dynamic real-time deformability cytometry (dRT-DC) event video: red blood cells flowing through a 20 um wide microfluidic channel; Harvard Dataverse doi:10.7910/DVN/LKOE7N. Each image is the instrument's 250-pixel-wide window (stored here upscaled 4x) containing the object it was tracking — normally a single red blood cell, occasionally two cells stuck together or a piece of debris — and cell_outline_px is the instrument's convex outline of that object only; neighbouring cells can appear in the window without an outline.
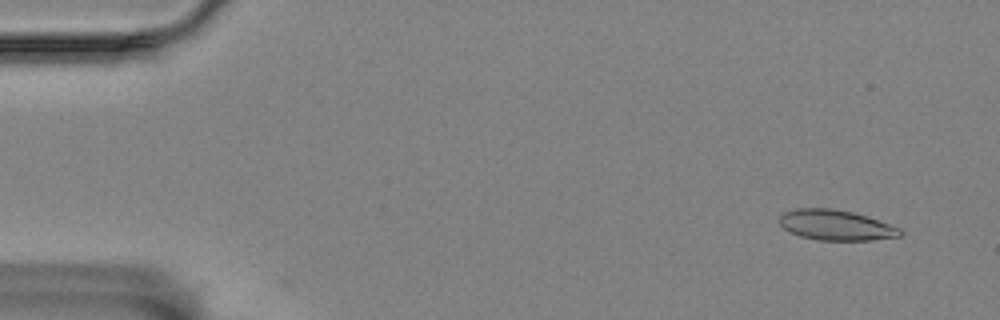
{"species": "Egyptian fruit bat (a non-hibernating species)", "species_latin": "Rousettus aegyptiacus", "temperature_condition": "room temperature", "stored_images_in_passage": 34, "camera_frame_rate_fps": 3000, "um_per_image_px": 0.085, "animal": {"sex": "female"}, "frame": {"image": 1, "passage_image": 4, "time_ms": 1.0, "image_size_px": [1000, 320], "cell_outline_px": [[904, 232], [900, 236], [872, 240], [820, 240], [800, 236], [784, 228], [780, 224], [780, 216], [784, 212], [796, 208], [832, 208], [852, 212], [868, 216], [900, 228]], "centroid_in_image_um": [71.07, 19.13], "position_along_channel_um": 13.9, "area_um2": 21.27}}
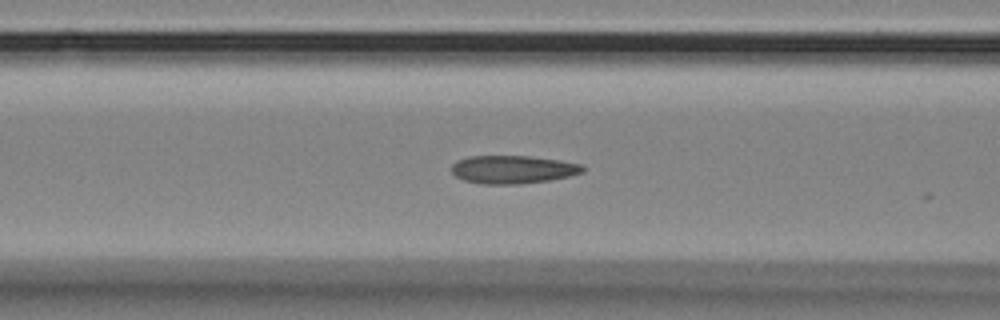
{"frame": {"image": 2, "passage_image": 23, "time_ms": 7.333, "image_size_px": [1000, 320], "cell_outline_px": [[584, 172], [568, 176], [548, 180], [520, 184], [484, 184], [464, 180], [456, 176], [452, 172], [452, 164], [456, 160], [468, 156], [528, 156], [560, 160], [580, 164], [584, 168]], "centroid_in_image_um": [43.56, 14.4], "position_along_channel_um": 123.0, "area_um2": 21.39}}
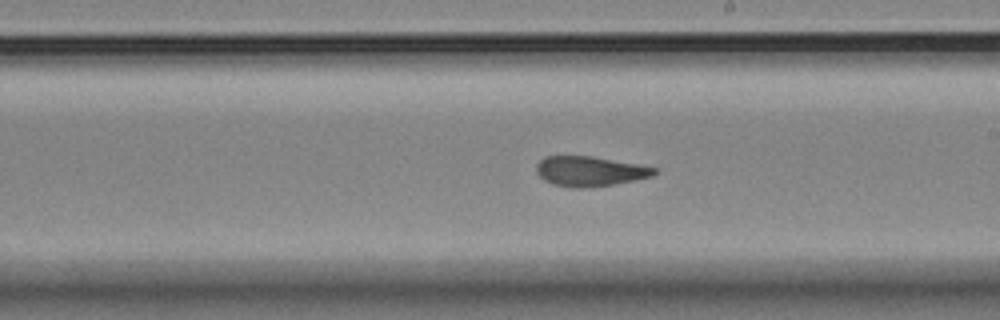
{"frame": {"image": 3, "passage_image": 33, "time_ms": 10.667, "image_size_px": [1000, 320], "cell_outline_px": [[656, 172], [652, 176], [636, 180], [616, 184], [592, 188], [572, 188], [552, 184], [544, 180], [536, 172], [536, 164], [544, 156], [592, 156], [636, 164], [656, 168]], "centroid_in_image_um": [50.1, 14.57], "position_along_channel_um": 238.9, "area_um2": 20.69}}